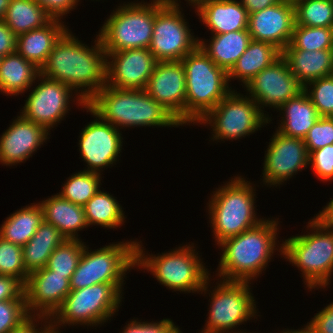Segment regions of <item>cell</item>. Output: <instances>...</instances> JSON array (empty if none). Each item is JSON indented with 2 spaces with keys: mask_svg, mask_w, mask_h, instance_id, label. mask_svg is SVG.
Masks as SVG:
<instances>
[{
  "mask_svg": "<svg viewBox=\"0 0 333 333\" xmlns=\"http://www.w3.org/2000/svg\"><path fill=\"white\" fill-rule=\"evenodd\" d=\"M49 135L41 125L18 115L0 136V164L10 167L27 161Z\"/></svg>",
  "mask_w": 333,
  "mask_h": 333,
  "instance_id": "22",
  "label": "cell"
},
{
  "mask_svg": "<svg viewBox=\"0 0 333 333\" xmlns=\"http://www.w3.org/2000/svg\"><path fill=\"white\" fill-rule=\"evenodd\" d=\"M194 9L211 35L247 30L249 14L238 0H206Z\"/></svg>",
  "mask_w": 333,
  "mask_h": 333,
  "instance_id": "23",
  "label": "cell"
},
{
  "mask_svg": "<svg viewBox=\"0 0 333 333\" xmlns=\"http://www.w3.org/2000/svg\"><path fill=\"white\" fill-rule=\"evenodd\" d=\"M11 0H0V20H3Z\"/></svg>",
  "mask_w": 333,
  "mask_h": 333,
  "instance_id": "52",
  "label": "cell"
},
{
  "mask_svg": "<svg viewBox=\"0 0 333 333\" xmlns=\"http://www.w3.org/2000/svg\"><path fill=\"white\" fill-rule=\"evenodd\" d=\"M278 219L265 218L256 227L220 242L218 247L222 254L215 271L217 279L253 282L262 275L273 254L278 251L279 256L282 255L283 244L277 238L280 227Z\"/></svg>",
  "mask_w": 333,
  "mask_h": 333,
  "instance_id": "2",
  "label": "cell"
},
{
  "mask_svg": "<svg viewBox=\"0 0 333 333\" xmlns=\"http://www.w3.org/2000/svg\"><path fill=\"white\" fill-rule=\"evenodd\" d=\"M211 276L204 283L199 294H209L210 306L205 327L201 333L239 332L237 328L258 316L257 301L252 294V282L218 280L214 289L209 290ZM208 292V293H207ZM211 293V294H210ZM257 316V317H256ZM236 328V329H235ZM230 330V331H229Z\"/></svg>",
  "mask_w": 333,
  "mask_h": 333,
  "instance_id": "9",
  "label": "cell"
},
{
  "mask_svg": "<svg viewBox=\"0 0 333 333\" xmlns=\"http://www.w3.org/2000/svg\"><path fill=\"white\" fill-rule=\"evenodd\" d=\"M295 26L292 1L281 0L248 15L247 30L252 40L270 43L281 52L290 44Z\"/></svg>",
  "mask_w": 333,
  "mask_h": 333,
  "instance_id": "20",
  "label": "cell"
},
{
  "mask_svg": "<svg viewBox=\"0 0 333 333\" xmlns=\"http://www.w3.org/2000/svg\"><path fill=\"white\" fill-rule=\"evenodd\" d=\"M86 105L116 128L183 126L145 90L121 89L105 85Z\"/></svg>",
  "mask_w": 333,
  "mask_h": 333,
  "instance_id": "3",
  "label": "cell"
},
{
  "mask_svg": "<svg viewBox=\"0 0 333 333\" xmlns=\"http://www.w3.org/2000/svg\"><path fill=\"white\" fill-rule=\"evenodd\" d=\"M36 82L39 83L35 85L36 87L31 88L28 98L24 100L23 108L20 109V115L41 125L49 133L65 119L71 110L70 103L75 104L76 101L77 107L80 106L82 109L86 106L84 100L75 95L76 93H73L74 91L62 82L48 79L41 74L37 76Z\"/></svg>",
  "mask_w": 333,
  "mask_h": 333,
  "instance_id": "14",
  "label": "cell"
},
{
  "mask_svg": "<svg viewBox=\"0 0 333 333\" xmlns=\"http://www.w3.org/2000/svg\"><path fill=\"white\" fill-rule=\"evenodd\" d=\"M66 26L63 21L52 19L41 28L18 35L16 52L41 69L56 42L69 29Z\"/></svg>",
  "mask_w": 333,
  "mask_h": 333,
  "instance_id": "24",
  "label": "cell"
},
{
  "mask_svg": "<svg viewBox=\"0 0 333 333\" xmlns=\"http://www.w3.org/2000/svg\"><path fill=\"white\" fill-rule=\"evenodd\" d=\"M297 333H313L305 325L300 329H297Z\"/></svg>",
  "mask_w": 333,
  "mask_h": 333,
  "instance_id": "54",
  "label": "cell"
},
{
  "mask_svg": "<svg viewBox=\"0 0 333 333\" xmlns=\"http://www.w3.org/2000/svg\"><path fill=\"white\" fill-rule=\"evenodd\" d=\"M84 109L95 118L82 128L78 149L82 161L87 164L84 171L101 174L106 167L119 161V154L124 149L122 131L101 119L87 105Z\"/></svg>",
  "mask_w": 333,
  "mask_h": 333,
  "instance_id": "15",
  "label": "cell"
},
{
  "mask_svg": "<svg viewBox=\"0 0 333 333\" xmlns=\"http://www.w3.org/2000/svg\"><path fill=\"white\" fill-rule=\"evenodd\" d=\"M102 174L80 170L70 175L58 193L64 199L84 206L100 189Z\"/></svg>",
  "mask_w": 333,
  "mask_h": 333,
  "instance_id": "35",
  "label": "cell"
},
{
  "mask_svg": "<svg viewBox=\"0 0 333 333\" xmlns=\"http://www.w3.org/2000/svg\"><path fill=\"white\" fill-rule=\"evenodd\" d=\"M28 316L25 299L0 301V333H8Z\"/></svg>",
  "mask_w": 333,
  "mask_h": 333,
  "instance_id": "42",
  "label": "cell"
},
{
  "mask_svg": "<svg viewBox=\"0 0 333 333\" xmlns=\"http://www.w3.org/2000/svg\"><path fill=\"white\" fill-rule=\"evenodd\" d=\"M181 63L185 69V125H196L231 90L228 73L198 46Z\"/></svg>",
  "mask_w": 333,
  "mask_h": 333,
  "instance_id": "7",
  "label": "cell"
},
{
  "mask_svg": "<svg viewBox=\"0 0 333 333\" xmlns=\"http://www.w3.org/2000/svg\"><path fill=\"white\" fill-rule=\"evenodd\" d=\"M70 291V280L65 275L55 274L46 267L31 272L24 287L29 315L51 318Z\"/></svg>",
  "mask_w": 333,
  "mask_h": 333,
  "instance_id": "21",
  "label": "cell"
},
{
  "mask_svg": "<svg viewBox=\"0 0 333 333\" xmlns=\"http://www.w3.org/2000/svg\"><path fill=\"white\" fill-rule=\"evenodd\" d=\"M39 74L40 69L17 52L8 54L0 62V92L6 96L21 95L37 83Z\"/></svg>",
  "mask_w": 333,
  "mask_h": 333,
  "instance_id": "29",
  "label": "cell"
},
{
  "mask_svg": "<svg viewBox=\"0 0 333 333\" xmlns=\"http://www.w3.org/2000/svg\"><path fill=\"white\" fill-rule=\"evenodd\" d=\"M24 287L17 278L0 275V301L25 299Z\"/></svg>",
  "mask_w": 333,
  "mask_h": 333,
  "instance_id": "48",
  "label": "cell"
},
{
  "mask_svg": "<svg viewBox=\"0 0 333 333\" xmlns=\"http://www.w3.org/2000/svg\"><path fill=\"white\" fill-rule=\"evenodd\" d=\"M255 333V332H254ZM258 333V332H257ZM277 333V332H276ZM280 333H297V329L295 330V329H288L287 328V330H286V328L285 329H283V331H280Z\"/></svg>",
  "mask_w": 333,
  "mask_h": 333,
  "instance_id": "55",
  "label": "cell"
},
{
  "mask_svg": "<svg viewBox=\"0 0 333 333\" xmlns=\"http://www.w3.org/2000/svg\"><path fill=\"white\" fill-rule=\"evenodd\" d=\"M145 91L185 126L186 79L181 61L157 62Z\"/></svg>",
  "mask_w": 333,
  "mask_h": 333,
  "instance_id": "19",
  "label": "cell"
},
{
  "mask_svg": "<svg viewBox=\"0 0 333 333\" xmlns=\"http://www.w3.org/2000/svg\"><path fill=\"white\" fill-rule=\"evenodd\" d=\"M244 331H245V332H244ZM229 333H251V332H249V331L247 332V330H243V331L240 330L239 332H229Z\"/></svg>",
  "mask_w": 333,
  "mask_h": 333,
  "instance_id": "56",
  "label": "cell"
},
{
  "mask_svg": "<svg viewBox=\"0 0 333 333\" xmlns=\"http://www.w3.org/2000/svg\"><path fill=\"white\" fill-rule=\"evenodd\" d=\"M304 91L316 107L319 116L333 117V75L309 82Z\"/></svg>",
  "mask_w": 333,
  "mask_h": 333,
  "instance_id": "40",
  "label": "cell"
},
{
  "mask_svg": "<svg viewBox=\"0 0 333 333\" xmlns=\"http://www.w3.org/2000/svg\"><path fill=\"white\" fill-rule=\"evenodd\" d=\"M180 3V0H155V22L148 49L158 62L181 61L198 47L199 37L191 32Z\"/></svg>",
  "mask_w": 333,
  "mask_h": 333,
  "instance_id": "13",
  "label": "cell"
},
{
  "mask_svg": "<svg viewBox=\"0 0 333 333\" xmlns=\"http://www.w3.org/2000/svg\"><path fill=\"white\" fill-rule=\"evenodd\" d=\"M49 333H60V332H55V331L51 330Z\"/></svg>",
  "mask_w": 333,
  "mask_h": 333,
  "instance_id": "57",
  "label": "cell"
},
{
  "mask_svg": "<svg viewBox=\"0 0 333 333\" xmlns=\"http://www.w3.org/2000/svg\"><path fill=\"white\" fill-rule=\"evenodd\" d=\"M138 319L134 317L130 322L128 321L119 333H183L170 318H163L157 322H140Z\"/></svg>",
  "mask_w": 333,
  "mask_h": 333,
  "instance_id": "44",
  "label": "cell"
},
{
  "mask_svg": "<svg viewBox=\"0 0 333 333\" xmlns=\"http://www.w3.org/2000/svg\"><path fill=\"white\" fill-rule=\"evenodd\" d=\"M52 18L34 0H11L3 21L18 36L48 24Z\"/></svg>",
  "mask_w": 333,
  "mask_h": 333,
  "instance_id": "34",
  "label": "cell"
},
{
  "mask_svg": "<svg viewBox=\"0 0 333 333\" xmlns=\"http://www.w3.org/2000/svg\"><path fill=\"white\" fill-rule=\"evenodd\" d=\"M136 2H121L101 26L98 36L106 52L149 48L155 22V0Z\"/></svg>",
  "mask_w": 333,
  "mask_h": 333,
  "instance_id": "11",
  "label": "cell"
},
{
  "mask_svg": "<svg viewBox=\"0 0 333 333\" xmlns=\"http://www.w3.org/2000/svg\"><path fill=\"white\" fill-rule=\"evenodd\" d=\"M38 203L43 209L45 222L57 228L65 239L81 240L78 231L89 227L83 206L64 199L58 193Z\"/></svg>",
  "mask_w": 333,
  "mask_h": 333,
  "instance_id": "25",
  "label": "cell"
},
{
  "mask_svg": "<svg viewBox=\"0 0 333 333\" xmlns=\"http://www.w3.org/2000/svg\"><path fill=\"white\" fill-rule=\"evenodd\" d=\"M308 153L333 144V117L320 116L304 138Z\"/></svg>",
  "mask_w": 333,
  "mask_h": 333,
  "instance_id": "41",
  "label": "cell"
},
{
  "mask_svg": "<svg viewBox=\"0 0 333 333\" xmlns=\"http://www.w3.org/2000/svg\"><path fill=\"white\" fill-rule=\"evenodd\" d=\"M85 242L82 239L65 240L50 255L46 268L55 274L71 279L83 253Z\"/></svg>",
  "mask_w": 333,
  "mask_h": 333,
  "instance_id": "37",
  "label": "cell"
},
{
  "mask_svg": "<svg viewBox=\"0 0 333 333\" xmlns=\"http://www.w3.org/2000/svg\"><path fill=\"white\" fill-rule=\"evenodd\" d=\"M281 120H278L276 130L282 135L304 139L309 129L319 119L316 107L308 94L303 91L298 96L289 99L280 108ZM282 113V114H281Z\"/></svg>",
  "mask_w": 333,
  "mask_h": 333,
  "instance_id": "27",
  "label": "cell"
},
{
  "mask_svg": "<svg viewBox=\"0 0 333 333\" xmlns=\"http://www.w3.org/2000/svg\"><path fill=\"white\" fill-rule=\"evenodd\" d=\"M39 325L41 327H39ZM51 330L52 326L49 317L42 315H29L16 328L11 329L8 333H49Z\"/></svg>",
  "mask_w": 333,
  "mask_h": 333,
  "instance_id": "47",
  "label": "cell"
},
{
  "mask_svg": "<svg viewBox=\"0 0 333 333\" xmlns=\"http://www.w3.org/2000/svg\"><path fill=\"white\" fill-rule=\"evenodd\" d=\"M123 295L110 283H99L78 290H71L60 308L50 318L52 330L61 326L98 327L111 320L118 312Z\"/></svg>",
  "mask_w": 333,
  "mask_h": 333,
  "instance_id": "10",
  "label": "cell"
},
{
  "mask_svg": "<svg viewBox=\"0 0 333 333\" xmlns=\"http://www.w3.org/2000/svg\"><path fill=\"white\" fill-rule=\"evenodd\" d=\"M306 227L310 232L282 239L281 257L298 267L309 291L325 289L333 276V226L316 214Z\"/></svg>",
  "mask_w": 333,
  "mask_h": 333,
  "instance_id": "4",
  "label": "cell"
},
{
  "mask_svg": "<svg viewBox=\"0 0 333 333\" xmlns=\"http://www.w3.org/2000/svg\"><path fill=\"white\" fill-rule=\"evenodd\" d=\"M246 89V90H245ZM246 94L255 100L266 116L269 123L271 116L264 107L277 110L289 99L298 96L304 91V86L290 72L286 59L281 55L267 68H264L244 87Z\"/></svg>",
  "mask_w": 333,
  "mask_h": 333,
  "instance_id": "16",
  "label": "cell"
},
{
  "mask_svg": "<svg viewBox=\"0 0 333 333\" xmlns=\"http://www.w3.org/2000/svg\"><path fill=\"white\" fill-rule=\"evenodd\" d=\"M48 15L55 20L63 19L66 14L71 13L79 5L80 0H34Z\"/></svg>",
  "mask_w": 333,
  "mask_h": 333,
  "instance_id": "45",
  "label": "cell"
},
{
  "mask_svg": "<svg viewBox=\"0 0 333 333\" xmlns=\"http://www.w3.org/2000/svg\"><path fill=\"white\" fill-rule=\"evenodd\" d=\"M282 52L274 45L251 40L246 51L228 73V81L240 80L243 87L264 68L276 61Z\"/></svg>",
  "mask_w": 333,
  "mask_h": 333,
  "instance_id": "30",
  "label": "cell"
},
{
  "mask_svg": "<svg viewBox=\"0 0 333 333\" xmlns=\"http://www.w3.org/2000/svg\"><path fill=\"white\" fill-rule=\"evenodd\" d=\"M88 46L68 29L54 45L40 74L69 86L87 103L107 81V53L99 36Z\"/></svg>",
  "mask_w": 333,
  "mask_h": 333,
  "instance_id": "1",
  "label": "cell"
},
{
  "mask_svg": "<svg viewBox=\"0 0 333 333\" xmlns=\"http://www.w3.org/2000/svg\"><path fill=\"white\" fill-rule=\"evenodd\" d=\"M309 165L318 180L333 181V144L312 151L309 154Z\"/></svg>",
  "mask_w": 333,
  "mask_h": 333,
  "instance_id": "43",
  "label": "cell"
},
{
  "mask_svg": "<svg viewBox=\"0 0 333 333\" xmlns=\"http://www.w3.org/2000/svg\"><path fill=\"white\" fill-rule=\"evenodd\" d=\"M107 53L106 85L145 90L158 62L149 49L135 48Z\"/></svg>",
  "mask_w": 333,
  "mask_h": 333,
  "instance_id": "18",
  "label": "cell"
},
{
  "mask_svg": "<svg viewBox=\"0 0 333 333\" xmlns=\"http://www.w3.org/2000/svg\"><path fill=\"white\" fill-rule=\"evenodd\" d=\"M285 49L307 51L333 49V27L295 25L290 44Z\"/></svg>",
  "mask_w": 333,
  "mask_h": 333,
  "instance_id": "38",
  "label": "cell"
},
{
  "mask_svg": "<svg viewBox=\"0 0 333 333\" xmlns=\"http://www.w3.org/2000/svg\"><path fill=\"white\" fill-rule=\"evenodd\" d=\"M136 242H112L93 251L85 244L77 268L70 279L71 290L110 283L123 295L124 278L127 279V273L136 268Z\"/></svg>",
  "mask_w": 333,
  "mask_h": 333,
  "instance_id": "8",
  "label": "cell"
},
{
  "mask_svg": "<svg viewBox=\"0 0 333 333\" xmlns=\"http://www.w3.org/2000/svg\"><path fill=\"white\" fill-rule=\"evenodd\" d=\"M210 39L207 41L200 38L198 46L227 73L231 71L252 40L248 30L212 35Z\"/></svg>",
  "mask_w": 333,
  "mask_h": 333,
  "instance_id": "28",
  "label": "cell"
},
{
  "mask_svg": "<svg viewBox=\"0 0 333 333\" xmlns=\"http://www.w3.org/2000/svg\"><path fill=\"white\" fill-rule=\"evenodd\" d=\"M267 123L269 118L257 102L233 89L197 125L211 126L210 139L220 142L245 138Z\"/></svg>",
  "mask_w": 333,
  "mask_h": 333,
  "instance_id": "12",
  "label": "cell"
},
{
  "mask_svg": "<svg viewBox=\"0 0 333 333\" xmlns=\"http://www.w3.org/2000/svg\"><path fill=\"white\" fill-rule=\"evenodd\" d=\"M265 151L263 185L271 188L283 185L298 172L309 166V153L304 139L282 135L277 130Z\"/></svg>",
  "mask_w": 333,
  "mask_h": 333,
  "instance_id": "17",
  "label": "cell"
},
{
  "mask_svg": "<svg viewBox=\"0 0 333 333\" xmlns=\"http://www.w3.org/2000/svg\"><path fill=\"white\" fill-rule=\"evenodd\" d=\"M65 240L57 228L43 220L33 237L22 246L26 271L30 274L46 267L52 252Z\"/></svg>",
  "mask_w": 333,
  "mask_h": 333,
  "instance_id": "31",
  "label": "cell"
},
{
  "mask_svg": "<svg viewBox=\"0 0 333 333\" xmlns=\"http://www.w3.org/2000/svg\"><path fill=\"white\" fill-rule=\"evenodd\" d=\"M136 269H144L157 282L180 293H199L211 272L203 263L195 243L181 245L162 254H148L142 241L136 239ZM146 252V253H145ZM138 267V268H137Z\"/></svg>",
  "mask_w": 333,
  "mask_h": 333,
  "instance_id": "6",
  "label": "cell"
},
{
  "mask_svg": "<svg viewBox=\"0 0 333 333\" xmlns=\"http://www.w3.org/2000/svg\"><path fill=\"white\" fill-rule=\"evenodd\" d=\"M0 275L19 279L24 285L29 273L23 264L22 246L0 237Z\"/></svg>",
  "mask_w": 333,
  "mask_h": 333,
  "instance_id": "39",
  "label": "cell"
},
{
  "mask_svg": "<svg viewBox=\"0 0 333 333\" xmlns=\"http://www.w3.org/2000/svg\"><path fill=\"white\" fill-rule=\"evenodd\" d=\"M295 25L308 27H333V1L296 0Z\"/></svg>",
  "mask_w": 333,
  "mask_h": 333,
  "instance_id": "36",
  "label": "cell"
},
{
  "mask_svg": "<svg viewBox=\"0 0 333 333\" xmlns=\"http://www.w3.org/2000/svg\"><path fill=\"white\" fill-rule=\"evenodd\" d=\"M305 325L313 333H333V302L318 311Z\"/></svg>",
  "mask_w": 333,
  "mask_h": 333,
  "instance_id": "46",
  "label": "cell"
},
{
  "mask_svg": "<svg viewBox=\"0 0 333 333\" xmlns=\"http://www.w3.org/2000/svg\"><path fill=\"white\" fill-rule=\"evenodd\" d=\"M247 9L248 14L261 11L269 6L276 4L281 0H239Z\"/></svg>",
  "mask_w": 333,
  "mask_h": 333,
  "instance_id": "50",
  "label": "cell"
},
{
  "mask_svg": "<svg viewBox=\"0 0 333 333\" xmlns=\"http://www.w3.org/2000/svg\"><path fill=\"white\" fill-rule=\"evenodd\" d=\"M290 72L305 87L309 82L333 75V49L307 51L284 49Z\"/></svg>",
  "mask_w": 333,
  "mask_h": 333,
  "instance_id": "26",
  "label": "cell"
},
{
  "mask_svg": "<svg viewBox=\"0 0 333 333\" xmlns=\"http://www.w3.org/2000/svg\"><path fill=\"white\" fill-rule=\"evenodd\" d=\"M116 197L109 192L98 190L83 206L88 226L99 225L105 229L120 228L125 222V212Z\"/></svg>",
  "mask_w": 333,
  "mask_h": 333,
  "instance_id": "33",
  "label": "cell"
},
{
  "mask_svg": "<svg viewBox=\"0 0 333 333\" xmlns=\"http://www.w3.org/2000/svg\"><path fill=\"white\" fill-rule=\"evenodd\" d=\"M43 209L39 203L23 206L10 214L0 226V237L24 246L36 233L43 222Z\"/></svg>",
  "mask_w": 333,
  "mask_h": 333,
  "instance_id": "32",
  "label": "cell"
},
{
  "mask_svg": "<svg viewBox=\"0 0 333 333\" xmlns=\"http://www.w3.org/2000/svg\"><path fill=\"white\" fill-rule=\"evenodd\" d=\"M242 177L239 174L230 177V181L212 192L207 202L209 223L217 245L265 220L257 216L255 184Z\"/></svg>",
  "mask_w": 333,
  "mask_h": 333,
  "instance_id": "5",
  "label": "cell"
},
{
  "mask_svg": "<svg viewBox=\"0 0 333 333\" xmlns=\"http://www.w3.org/2000/svg\"><path fill=\"white\" fill-rule=\"evenodd\" d=\"M189 5H191V8H196L200 3L206 0H185ZM193 6V7H192Z\"/></svg>",
  "mask_w": 333,
  "mask_h": 333,
  "instance_id": "53",
  "label": "cell"
},
{
  "mask_svg": "<svg viewBox=\"0 0 333 333\" xmlns=\"http://www.w3.org/2000/svg\"><path fill=\"white\" fill-rule=\"evenodd\" d=\"M323 210L317 213L328 225L333 226V198L326 206L322 207Z\"/></svg>",
  "mask_w": 333,
  "mask_h": 333,
  "instance_id": "51",
  "label": "cell"
},
{
  "mask_svg": "<svg viewBox=\"0 0 333 333\" xmlns=\"http://www.w3.org/2000/svg\"><path fill=\"white\" fill-rule=\"evenodd\" d=\"M17 36L0 20V56L4 57L8 54L16 52Z\"/></svg>",
  "mask_w": 333,
  "mask_h": 333,
  "instance_id": "49",
  "label": "cell"
}]
</instances>
